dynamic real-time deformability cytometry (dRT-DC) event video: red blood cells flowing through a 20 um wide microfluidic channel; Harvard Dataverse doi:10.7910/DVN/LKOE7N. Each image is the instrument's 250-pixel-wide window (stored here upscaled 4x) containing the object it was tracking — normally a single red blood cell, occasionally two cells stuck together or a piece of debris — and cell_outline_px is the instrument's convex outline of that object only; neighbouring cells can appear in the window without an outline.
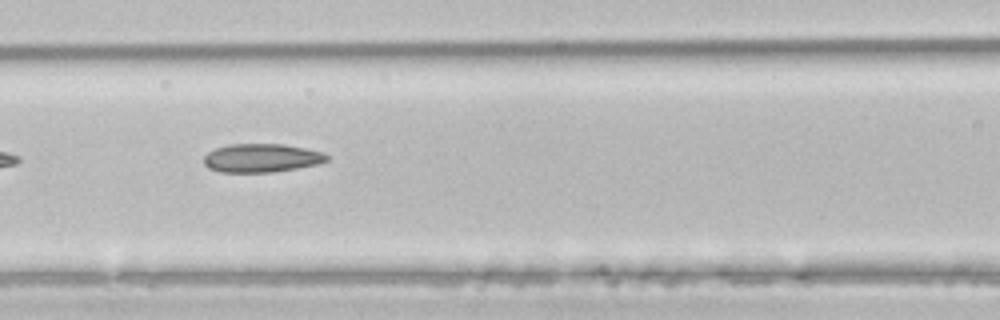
{"species": "common noctule bat (a hibernating species)", "species_latin": "Nyctalus noctula", "temperature_condition": "room temperature", "stored_images_in_passage": 7, "camera_frame_rate_fps": 3000, "um_per_image_px": 0.085, "animal": {"sex": "male", "body_mass_g": 21.5, "forearm_length_mm": 52.0}, "frame": {"image": 1, "passage_image": 5, "time_ms": 1.333, "image_size_px": [1000, 320], "cell_outline_px": [[328, 160], [316, 164], [296, 168], [272, 172], [220, 172], [208, 168], [204, 164], [204, 156], [208, 152], [216, 148], [228, 144], [284, 144], [324, 152], [328, 156]], "centroid_in_image_um": [22.21, 13.42], "position_along_channel_um": 144.4, "area_um2": 20.4}}
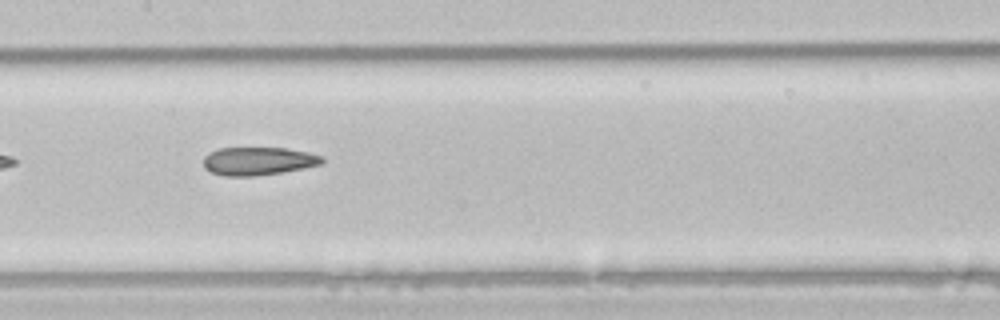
{"frame": {"image": 2, "passage_image": 6, "time_ms": 1.667, "image_size_px": [1000, 320], "cell_outline_px": [[324, 164], [304, 168], [256, 176], [224, 176], [212, 172], [204, 168], [204, 156], [208, 152], [220, 148], [284, 148], [308, 152], [324, 156]], "centroid_in_image_um": [21.97, 13.69], "position_along_channel_um": 185.4, "area_um2": 19.54}}
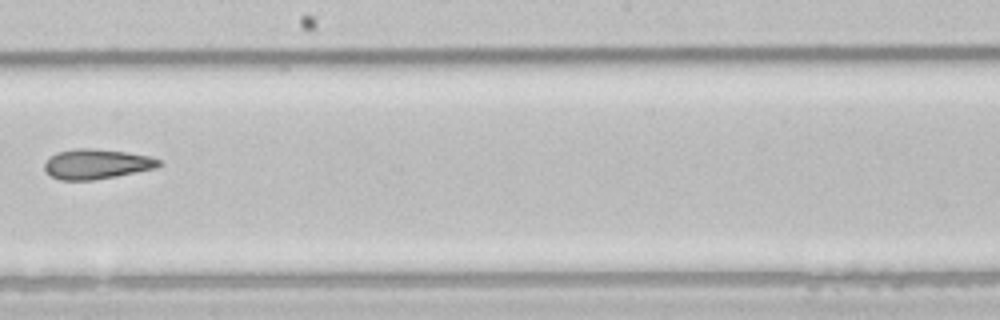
{"frame": {"image": 3, "passage_image": 7, "time_ms": 2.0, "image_size_px": [1000, 320], "cell_outline_px": [[164, 164], [156, 168], [116, 176], [92, 180], [60, 180], [52, 176], [44, 168], [44, 164], [48, 156], [56, 152], [76, 148], [92, 148], [128, 152], [148, 156], [160, 160]], "centroid_in_image_um": [8.2, 13.93], "position_along_channel_um": 240.0, "area_um2": 20.06}}